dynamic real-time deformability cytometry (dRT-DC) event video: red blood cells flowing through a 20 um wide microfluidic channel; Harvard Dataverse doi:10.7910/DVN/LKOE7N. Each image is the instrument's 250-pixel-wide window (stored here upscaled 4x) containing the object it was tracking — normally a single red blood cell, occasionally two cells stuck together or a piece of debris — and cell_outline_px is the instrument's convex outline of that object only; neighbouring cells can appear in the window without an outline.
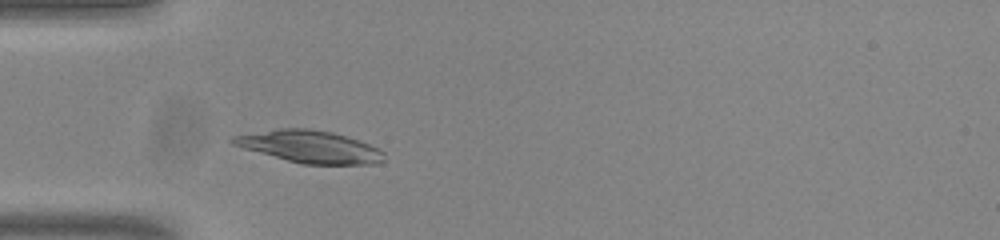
{"species": "common noctule bat (a hibernating species)", "species_latin": "Nyctalus noctula", "temperature_condition": "room temperature", "stored_images_in_passage": 38, "camera_frame_rate_fps": 3000, "um_per_image_px": 0.085, "animal": {"sex": "male", "body_mass_g": 20.0, "forearm_length_mm": 53.3}, "frame": {"image": 1, "passage_image": 1, "time_ms": 0.0, "image_size_px": [1000, 240], "cell_outline_px": [[384, 160], [376, 164], [300, 164], [244, 148], [232, 144], [228, 140], [232, 136], [276, 128], [308, 128], [332, 132], [360, 140], [384, 152]], "centroid_in_image_um": [26.31, 12.46], "position_along_channel_um": 58.7, "area_um2": 28.38}}
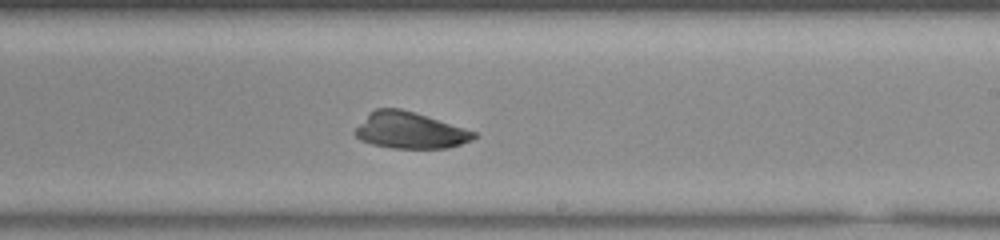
{"frame": {"image": 2, "passage_image": 17, "time_ms": 5.333, "image_size_px": [1000, 240], "cell_outline_px": [[480, 136], [472, 140], [448, 148], [392, 148], [372, 144], [360, 140], [352, 132], [376, 108], [400, 108], [476, 132]], "centroid_in_image_um": [34.85, 11.1], "position_along_channel_um": 254.1, "area_um2": 24.8}}
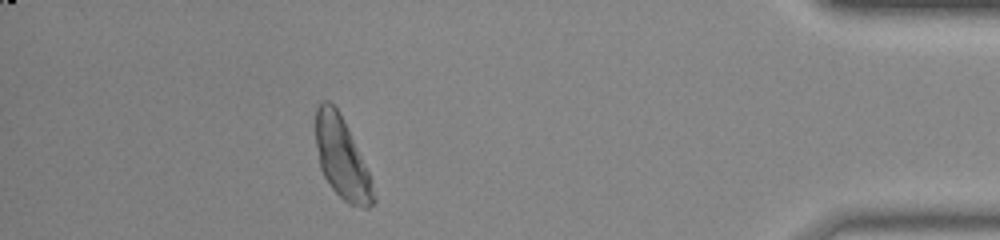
{"frame": {"image": 3, "passage_image": 33, "time_ms": 10.667, "image_size_px": [1000, 240], "cell_outline_px": [[376, 200], [368, 208], [364, 208], [348, 204], [332, 188], [324, 176], [320, 168], [316, 144], [316, 108], [324, 100], [328, 100], [336, 108], [372, 180]], "centroid_in_image_um": [29.04, 13.5], "position_along_channel_um": 406.2, "area_um2": 26.41}, "authors_computed_cell_mechanics": {"area_um2": 26.5302, "velocity_mm_per_s": 3.7514, "shape_relaxation_time_tau1_ms": 10.8498, "shape_relaxation_time_tau2_ms": null, "deformation_change_tau1": 0.392, "deformation_change_tau2": null}}